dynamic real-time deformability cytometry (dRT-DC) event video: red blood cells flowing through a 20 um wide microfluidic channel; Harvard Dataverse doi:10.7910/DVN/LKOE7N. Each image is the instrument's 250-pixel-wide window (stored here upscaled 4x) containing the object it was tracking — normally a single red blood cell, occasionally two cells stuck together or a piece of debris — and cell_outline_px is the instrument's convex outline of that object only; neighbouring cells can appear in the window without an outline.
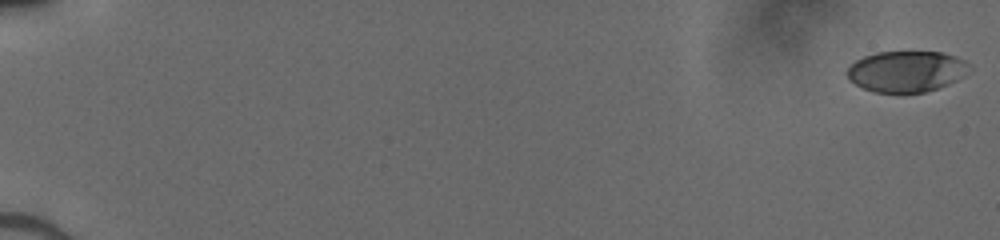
{"species": "human", "species_latin": "Homo sapiens", "temperature_condition": "cold", "stored_images_in_passage": 52, "camera_frame_rate_fps": 3000, "um_per_image_px": 0.085, "donor": {"sex": "male"}, "frame": {"image": 1, "passage_image": 1, "time_ms": 0.0, "image_size_px": [1000, 240], "cell_outline_px": [[972, 68], [964, 76], [948, 84], [924, 92], [904, 96], [900, 96], [872, 92], [848, 80], [848, 68], [856, 60], [864, 56], [876, 52], [940, 52], [964, 60]], "centroid_in_image_um": [77.03, 6.12], "position_along_channel_um": 8.0, "area_um2": 29.77}}
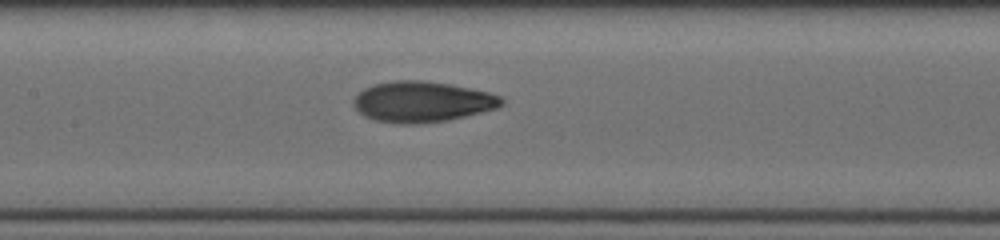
{"frame": {"image": 2, "passage_image": 28, "time_ms": 9.0, "image_size_px": [1000, 240], "cell_outline_px": [[504, 104], [496, 108], [448, 120], [416, 124], [400, 124], [376, 120], [364, 116], [352, 104], [352, 100], [364, 88], [376, 84], [396, 80], [420, 80], [448, 84], [488, 92], [500, 96], [504, 100]], "centroid_in_image_um": [35.87, 8.65], "position_along_channel_um": 171.5, "area_um2": 34.8}}
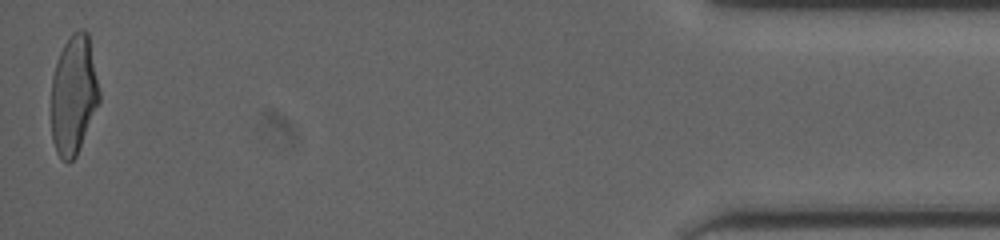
{"frame": {"image": 3, "passage_image": 52, "time_ms": 17.0, "image_size_px": [1000, 240], "cell_outline_px": [[100, 100], [76, 156], [68, 164], [56, 152], [52, 140], [52, 76], [60, 52], [64, 44], [72, 32], [80, 28], [84, 28], [88, 32], [100, 92]], "centroid_in_image_um": [6.26, 8.04], "position_along_channel_um": 428.9, "area_um2": 33.29}}